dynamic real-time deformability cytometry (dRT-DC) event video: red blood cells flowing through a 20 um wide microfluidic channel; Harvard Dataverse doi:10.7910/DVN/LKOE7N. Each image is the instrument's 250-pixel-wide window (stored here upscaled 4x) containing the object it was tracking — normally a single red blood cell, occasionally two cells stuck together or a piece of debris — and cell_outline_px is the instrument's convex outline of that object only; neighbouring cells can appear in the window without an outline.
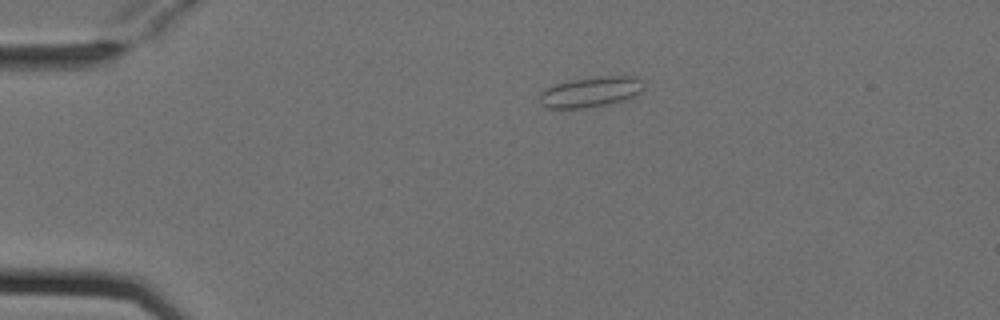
{"species": "Egyptian fruit bat (a non-hibernating species)", "species_latin": "Rousettus aegyptiacus", "temperature_condition": "cold", "stored_images_in_passage": 5, "camera_frame_rate_fps": 3000, "um_per_image_px": 0.085, "animal": {"sex": "female"}, "frame": {"image": 1, "passage_image": 2, "time_ms": 0.333, "image_size_px": [1000, 320], "cell_outline_px": [[644, 88], [640, 92], [624, 100], [584, 108], [548, 108], [540, 104], [540, 92], [556, 84], [572, 80], [600, 76], [632, 76], [640, 80], [644, 84]], "centroid_in_image_um": [50.2, 7.81], "position_along_channel_um": 34.8, "area_um2": 18.09}}
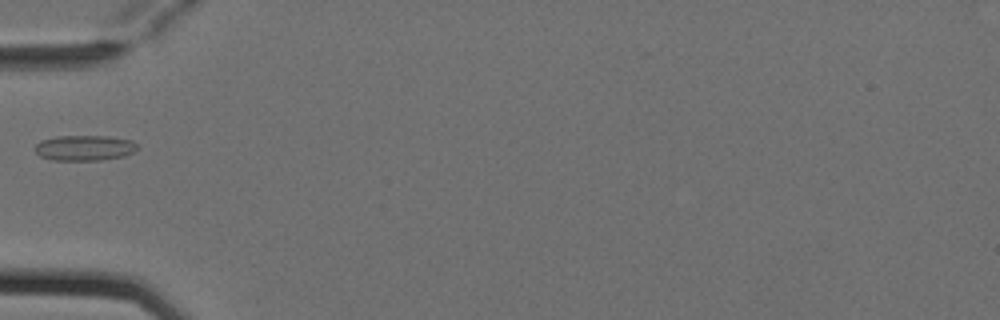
{"frame": {"image": 2, "passage_image": 4, "time_ms": 1.0, "image_size_px": [1000, 320], "cell_outline_px": [[136, 148], [132, 152], [124, 156], [100, 160], [52, 160], [40, 156], [32, 148], [40, 140], [56, 136], [108, 136], [132, 140], [136, 144]], "centroid_in_image_um": [7.12, 12.56], "position_along_channel_um": 77.9, "area_um2": 15.2}}
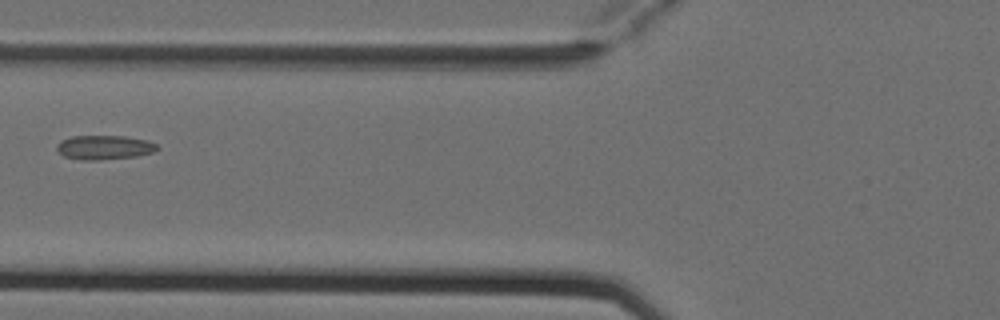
{"frame": {"image": 3, "passage_image": 5, "time_ms": 1.333, "image_size_px": [1000, 320], "cell_outline_px": [[160, 148], [152, 152], [136, 156], [100, 160], [80, 160], [64, 156], [56, 148], [56, 144], [60, 140], [72, 136], [124, 136], [148, 140], [156, 144]], "centroid_in_image_um": [8.85, 12.52], "position_along_channel_um": 116.9, "area_um2": 14.22}}